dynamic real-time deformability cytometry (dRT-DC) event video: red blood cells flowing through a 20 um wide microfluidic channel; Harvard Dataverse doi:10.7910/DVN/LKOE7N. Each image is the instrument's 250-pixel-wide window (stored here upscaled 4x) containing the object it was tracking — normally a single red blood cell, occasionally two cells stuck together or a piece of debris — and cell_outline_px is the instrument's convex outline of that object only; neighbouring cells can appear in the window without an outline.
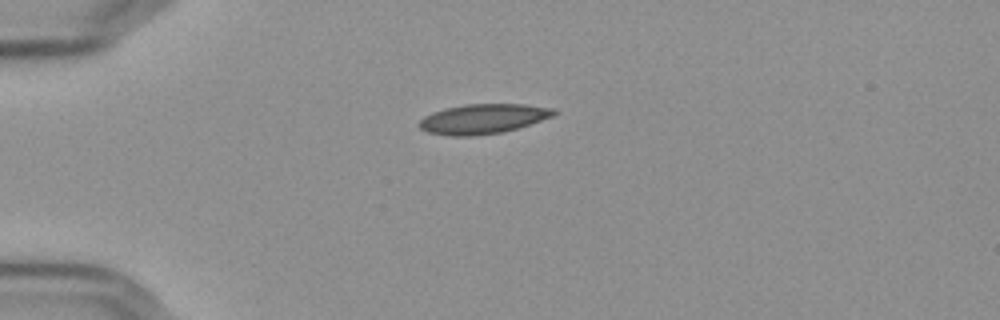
{"species": "Egyptian fruit bat (a non-hibernating species)", "species_latin": "Rousettus aegyptiacus", "temperature_condition": "cold", "stored_images_in_passage": 43, "camera_frame_rate_fps": 3000, "um_per_image_px": 0.085, "frame": {"image": 1, "passage_image": 1, "time_ms": 0.0, "image_size_px": [1000, 320], "cell_outline_px": [[556, 112], [552, 116], [504, 132], [472, 136], [448, 136], [428, 132], [420, 128], [416, 124], [424, 116], [432, 112], [444, 108], [464, 104], [524, 104], [556, 108]], "centroid_in_image_um": [41.0, 10.1], "position_along_channel_um": 44.0, "area_um2": 23.41}}
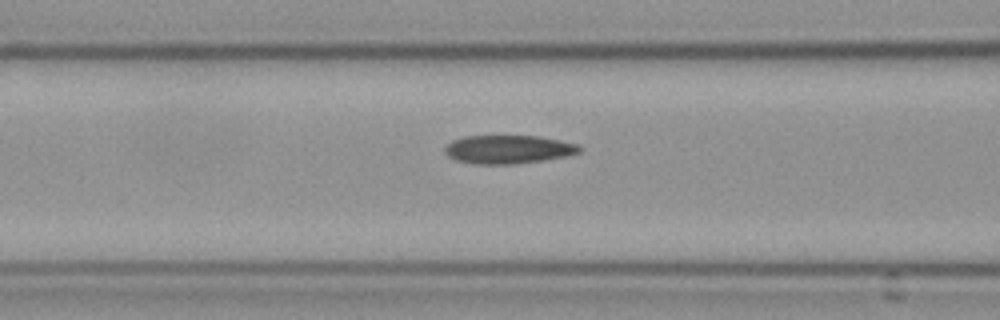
{"frame": {"image": 2, "passage_image": 10, "time_ms": 3.0, "image_size_px": [1000, 320], "cell_outline_px": [[584, 148], [580, 152], [564, 156], [544, 160], [512, 164], [476, 164], [456, 160], [448, 156], [444, 152], [444, 148], [452, 140], [464, 136], [536, 136], [560, 140], [580, 144]], "centroid_in_image_um": [43.21, 12.69], "position_along_channel_um": 123.4, "area_um2": 22.37}}
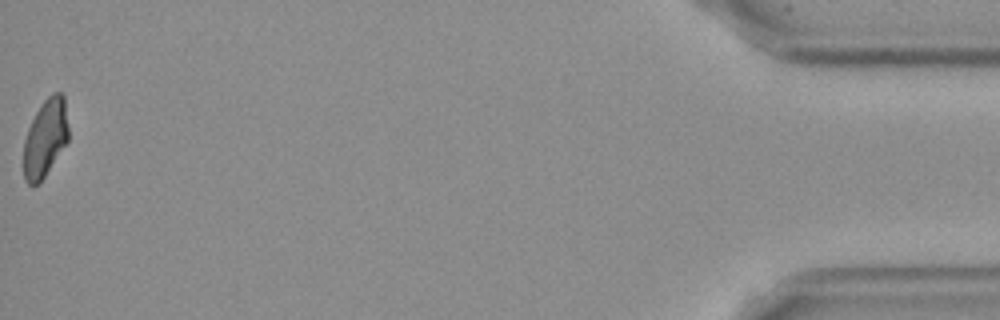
{"frame": {"image": 3, "passage_image": 43, "time_ms": 14.0, "image_size_px": [1000, 320], "cell_outline_px": [[68, 140], [44, 176], [36, 184], [28, 184], [24, 180], [24, 140], [28, 128], [36, 112], [44, 100], [52, 92], [60, 92], [64, 96], [68, 128]], "centroid_in_image_um": [3.84, 11.7], "position_along_channel_um": 431.4, "area_um2": 19.94}, "authors_computed_cell_mechanics": {"area_um2": 22.0796, "velocity_mm_per_s": 3.6186, "shape_relaxation_time_tau1_ms": null, "shape_relaxation_time_tau2_ms": 6.0077, "deformation_change_tau1": null, "deformation_change_tau2": 0.1256}}